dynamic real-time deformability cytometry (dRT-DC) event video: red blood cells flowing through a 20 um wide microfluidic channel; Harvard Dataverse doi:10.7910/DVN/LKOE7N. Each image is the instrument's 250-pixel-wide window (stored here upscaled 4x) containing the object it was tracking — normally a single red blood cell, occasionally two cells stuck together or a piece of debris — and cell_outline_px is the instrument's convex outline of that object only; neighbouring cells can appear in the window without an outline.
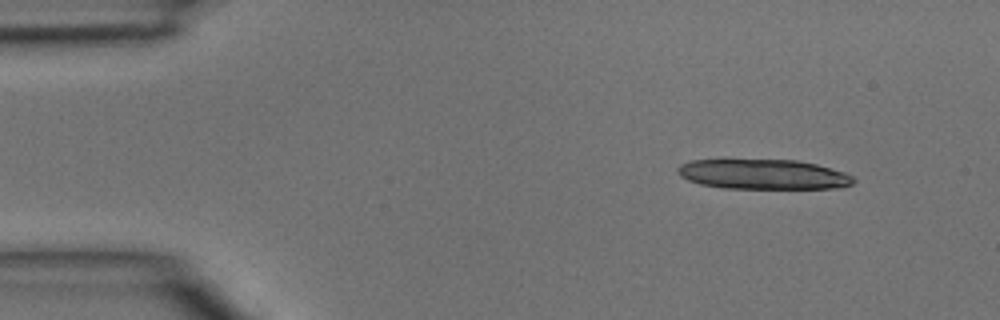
{"species": "common noctule bat (a hibernating species)", "species_latin": "Nyctalus noctula", "temperature_condition": "room temperature", "stored_images_in_passage": 3, "camera_frame_rate_fps": 3000, "um_per_image_px": 0.085, "animal": {"sex": "male", "body_mass_g": 15.6}, "frame": {"image": 1, "passage_image": 1, "time_ms": 0.0, "image_size_px": [1000, 320], "cell_outline_px": [[856, 180], [852, 184], [836, 188], [724, 188], [700, 184], [688, 180], [680, 176], [676, 172], [676, 168], [680, 164], [692, 160], [724, 156], [796, 160], [816, 164], [844, 172], [852, 176]], "centroid_in_image_um": [64.74, 14.75], "position_along_channel_um": 20.3, "area_um2": 32.08}}
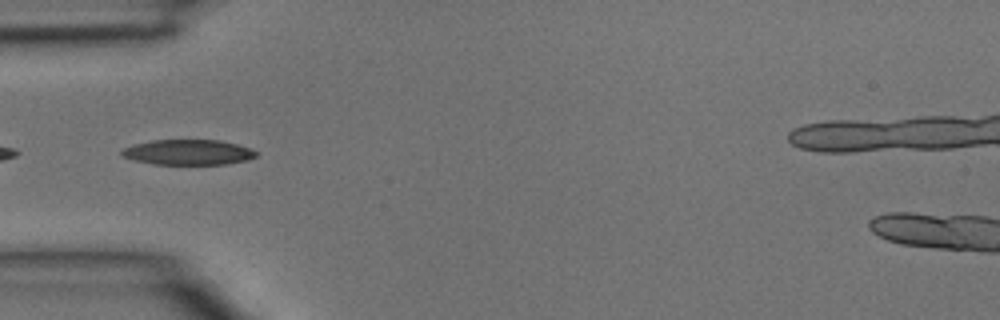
{"frame": {"image": 2, "passage_image": 3, "time_ms": 0.667, "image_size_px": [1000, 320], "cell_outline_px": [[260, 152], [256, 156], [248, 160], [228, 164], [152, 164], [136, 160], [124, 156], [120, 152], [124, 148], [132, 144], [152, 140], [220, 140], [236, 144]], "centroid_in_image_um": [16.02, 12.94], "position_along_channel_um": 69.0, "area_um2": 19.77}}